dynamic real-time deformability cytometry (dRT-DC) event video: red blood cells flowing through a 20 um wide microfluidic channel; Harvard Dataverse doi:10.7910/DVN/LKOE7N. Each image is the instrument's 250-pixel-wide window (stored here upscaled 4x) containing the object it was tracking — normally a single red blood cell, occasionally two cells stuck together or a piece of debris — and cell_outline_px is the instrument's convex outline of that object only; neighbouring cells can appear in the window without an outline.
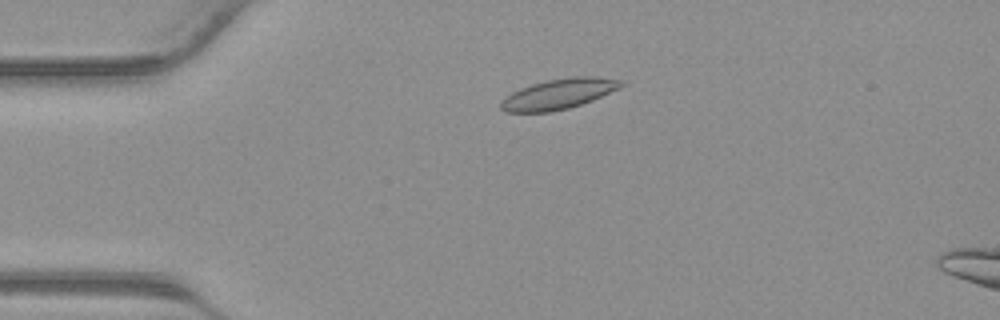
{"species": "common noctule bat (a hibernating species)", "species_latin": "Nyctalus noctula", "temperature_condition": "warm", "stored_images_in_passage": 38, "segment_of_instrument_passage": [1, 2], "camera_frame_rate_fps": 3000, "um_per_image_px": 0.085, "animal": {"sex": "male", "body_mass_g": 23.1, "forearm_length_mm": 52.7}, "frame": {"image": 1, "passage_image": 5, "time_ms": 1.333, "image_size_px": [1000, 320], "cell_outline_px": [[628, 84], [620, 88], [592, 100], [568, 108], [552, 112], [504, 112], [500, 108], [500, 100], [504, 96], [520, 88], [532, 84], [548, 80], [572, 76], [596, 76], [624, 80]], "centroid_in_image_um": [47.5, 7.98], "position_along_channel_um": 37.5, "area_um2": 21.5}}
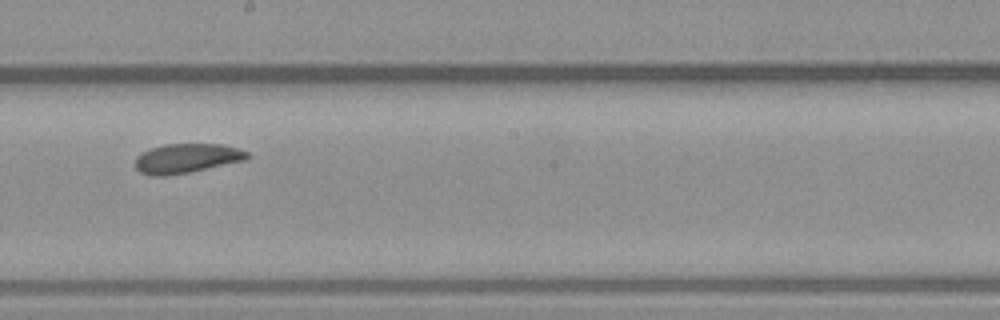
{"frame": {"image": 2, "passage_image": 19, "time_ms": 6.0, "image_size_px": [1000, 320], "cell_outline_px": [[252, 156], [248, 160], [168, 176], [152, 176], [140, 172], [136, 168], [136, 156], [152, 148], [164, 144], [220, 144], [236, 148], [248, 152]], "centroid_in_image_um": [15.9, 13.46], "position_along_channel_um": 232.3, "area_um2": 19.19}}
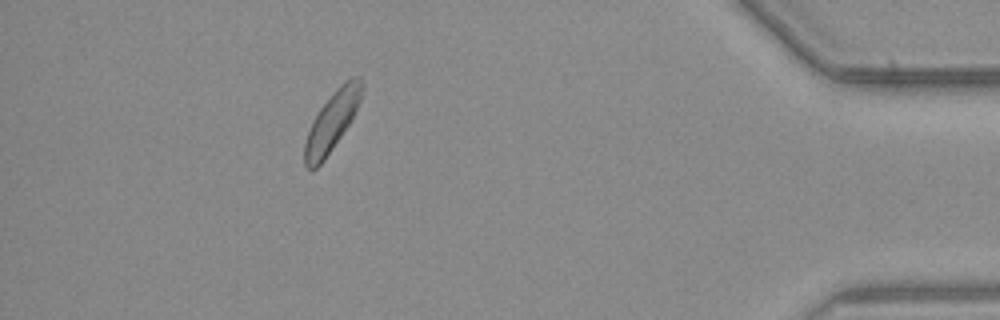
{"frame": {"image": 3, "passage_image": 33, "time_ms": 10.667, "image_size_px": [1000, 320], "cell_outline_px": [[364, 92], [348, 124], [324, 160], [312, 172], [304, 164], [304, 144], [312, 120], [320, 108], [332, 92], [340, 84], [352, 76], [360, 76], [364, 84]], "centroid_in_image_um": [28.21, 10.29], "position_along_channel_um": 407.0, "area_um2": 19.59}}